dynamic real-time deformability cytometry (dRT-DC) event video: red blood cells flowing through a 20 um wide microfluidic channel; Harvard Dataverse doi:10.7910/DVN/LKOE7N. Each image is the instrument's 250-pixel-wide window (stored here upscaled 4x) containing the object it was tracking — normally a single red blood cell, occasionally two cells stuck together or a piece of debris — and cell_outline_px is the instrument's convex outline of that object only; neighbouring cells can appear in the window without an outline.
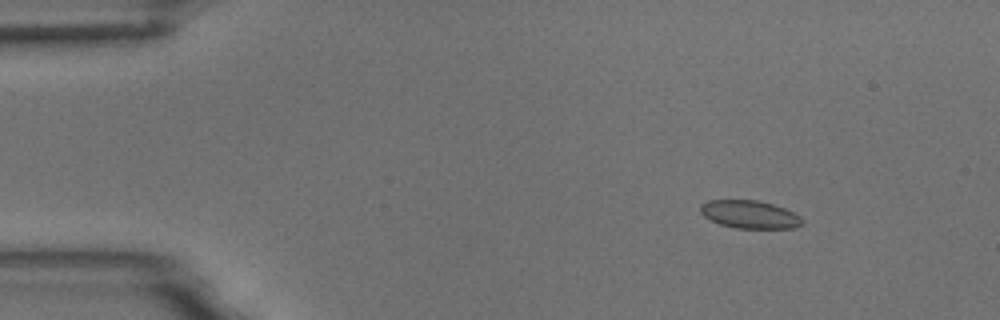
{"species": "common noctule bat (a hibernating species)", "species_latin": "Nyctalus noctula", "temperature_condition": "room temperature", "stored_images_in_passage": 8, "camera_frame_rate_fps": 3000, "um_per_image_px": 0.085, "animal": {"sex": "male", "body_mass_g": 18.8}, "frame": {"image": 1, "passage_image": 3, "time_ms": 0.667, "image_size_px": [1000, 320], "cell_outline_px": [[804, 224], [796, 228], [736, 228], [720, 224], [704, 216], [700, 212], [700, 204], [708, 200], [756, 200], [772, 204], [784, 208], [800, 216], [804, 220]], "centroid_in_image_um": [63.74, 18.23], "position_along_channel_um": 21.3, "area_um2": 16.59}}
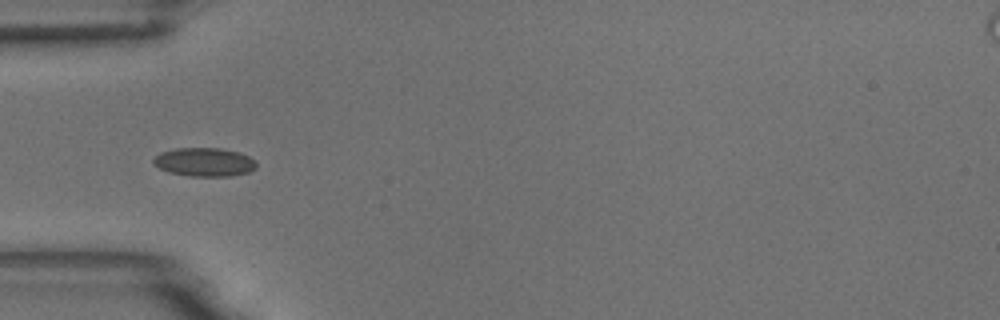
{"frame": {"image": 2, "passage_image": 6, "time_ms": 1.667, "image_size_px": [1000, 320], "cell_outline_px": [[256, 168], [248, 172], [232, 176], [188, 176], [168, 172], [152, 164], [152, 160], [160, 152], [176, 148], [220, 148], [240, 152], [256, 160]], "centroid_in_image_um": [17.37, 13.77], "position_along_channel_um": 67.6, "area_um2": 17.34}}
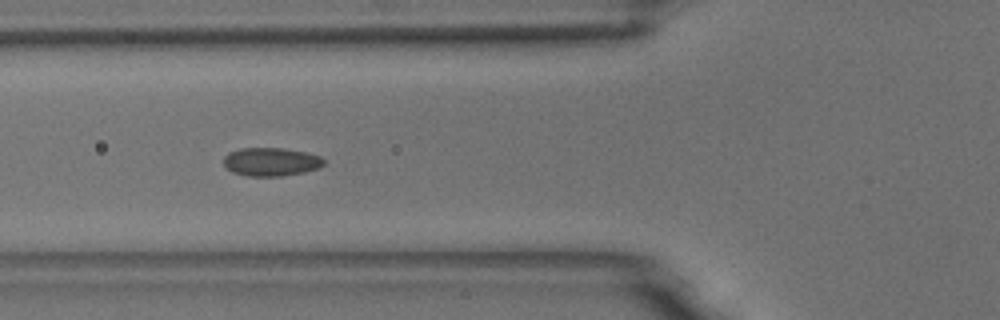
{"frame": {"image": 3, "passage_image": 7, "time_ms": 2.0, "image_size_px": [1000, 320], "cell_outline_px": [[324, 164], [320, 168], [304, 172], [280, 176], [248, 176], [232, 172], [224, 164], [224, 156], [228, 152], [240, 148], [280, 148], [304, 152], [320, 156], [324, 160]], "centroid_in_image_um": [23.03, 13.75], "position_along_channel_um": 102.8, "area_um2": 16.53}}